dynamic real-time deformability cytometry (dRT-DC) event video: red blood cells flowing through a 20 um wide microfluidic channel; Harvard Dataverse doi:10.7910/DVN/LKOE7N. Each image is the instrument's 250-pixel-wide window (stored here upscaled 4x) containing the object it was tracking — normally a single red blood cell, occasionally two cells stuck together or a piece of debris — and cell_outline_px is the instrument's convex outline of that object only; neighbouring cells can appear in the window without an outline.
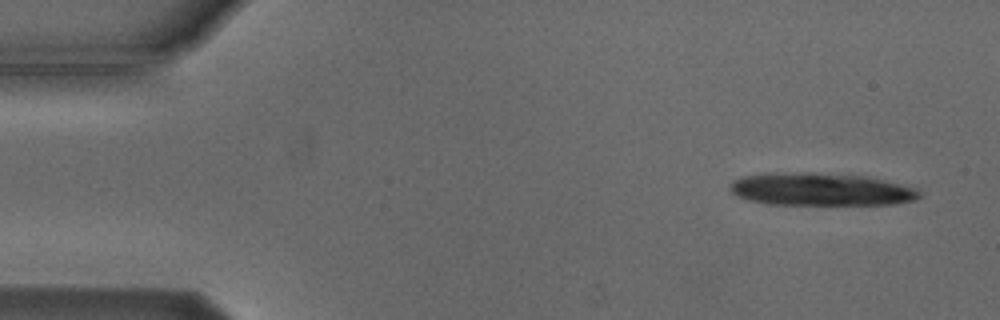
{"species": "Egyptian fruit bat (a non-hibernating species)", "species_latin": "Rousettus aegyptiacus", "temperature_condition": "cold", "stored_images_in_passage": 4, "camera_frame_rate_fps": 3000, "um_per_image_px": 0.085, "animal": {"sex": "male"}, "frame": {"image": 1, "passage_image": 1, "time_ms": 0.0, "image_size_px": [1000, 320], "cell_outline_px": [[920, 196], [916, 200], [896, 204], [768, 204], [748, 200], [736, 196], [728, 188], [732, 180], [740, 176], [772, 172], [812, 172], [864, 176], [884, 180], [920, 188]], "centroid_in_image_um": [69.74, 16.08], "position_along_channel_um": 15.3, "area_um2": 36.53}}